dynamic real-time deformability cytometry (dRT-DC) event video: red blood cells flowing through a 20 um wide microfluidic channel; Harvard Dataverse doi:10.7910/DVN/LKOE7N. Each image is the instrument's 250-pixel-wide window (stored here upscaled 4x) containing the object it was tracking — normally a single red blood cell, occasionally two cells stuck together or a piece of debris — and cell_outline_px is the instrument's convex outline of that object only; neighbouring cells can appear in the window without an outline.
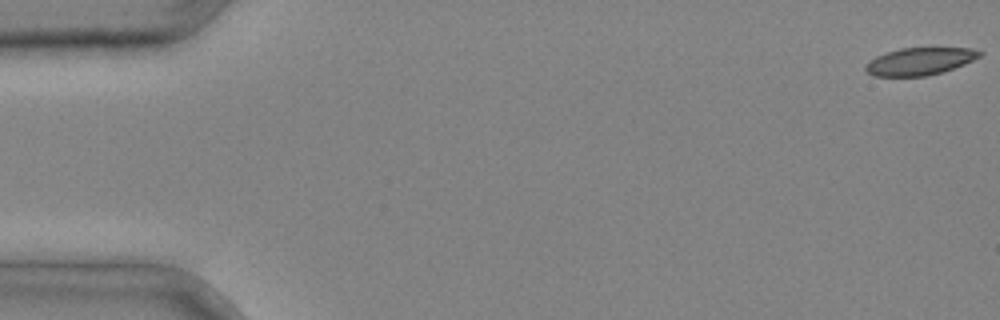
{"species": "common noctule bat (a hibernating species)", "species_latin": "Nyctalus noctula", "temperature_condition": "cold", "stored_images_in_passage": 4, "camera_frame_rate_fps": 3000, "um_per_image_px": 0.085, "animal": {"sex": "male", "body_mass_g": 20.4}, "frame": {"image": 1, "passage_image": 1, "time_ms": 0.0, "image_size_px": [1000, 320], "cell_outline_px": [[984, 52], [980, 56], [964, 64], [928, 76], [872, 76], [864, 68], [864, 64], [876, 56], [900, 48], [972, 48]], "centroid_in_image_um": [78.15, 5.21], "position_along_channel_um": 6.8, "area_um2": 18.09}}
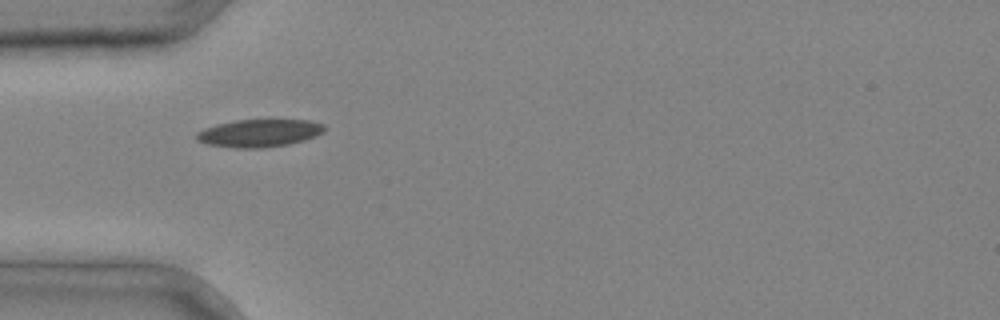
{"frame": {"image": 2, "passage_image": 4, "time_ms": 1.0, "image_size_px": [1000, 320], "cell_outline_px": [[328, 128], [324, 132], [316, 136], [304, 140], [288, 144], [264, 148], [236, 148], [208, 144], [196, 140], [196, 132], [204, 128], [216, 124], [236, 120], [308, 120], [324, 124]], "centroid_in_image_um": [22.05, 11.31], "position_along_channel_um": 62.9, "area_um2": 20.75}}